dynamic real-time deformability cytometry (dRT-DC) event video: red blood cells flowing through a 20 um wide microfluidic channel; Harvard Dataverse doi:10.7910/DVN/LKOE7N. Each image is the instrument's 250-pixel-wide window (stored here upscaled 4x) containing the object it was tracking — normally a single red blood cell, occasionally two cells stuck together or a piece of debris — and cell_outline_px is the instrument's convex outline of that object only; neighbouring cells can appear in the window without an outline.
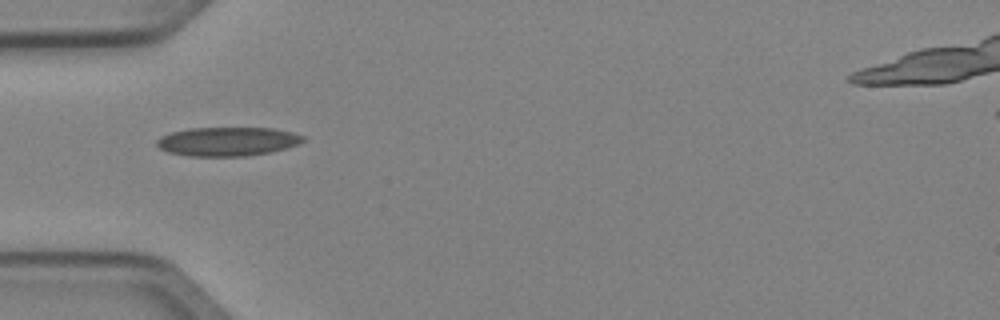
{"species": "Egyptian fruit bat (a non-hibernating species)", "species_latin": "Rousettus aegyptiacus", "temperature_condition": "cold", "stored_images_in_passage": 2, "camera_frame_rate_fps": 3000, "um_per_image_px": 0.085, "animal": {"sex": "female"}, "frame": {"image": 1, "passage_image": 1, "time_ms": 0.0, "image_size_px": [1000, 320], "cell_outline_px": [[304, 140], [300, 144], [268, 152], [244, 156], [188, 156], [168, 152], [160, 148], [156, 144], [156, 140], [160, 136], [172, 132], [188, 128], [272, 128], [292, 132], [304, 136]], "centroid_in_image_um": [19.31, 12.02], "position_along_channel_um": 65.7, "area_um2": 24.57}}
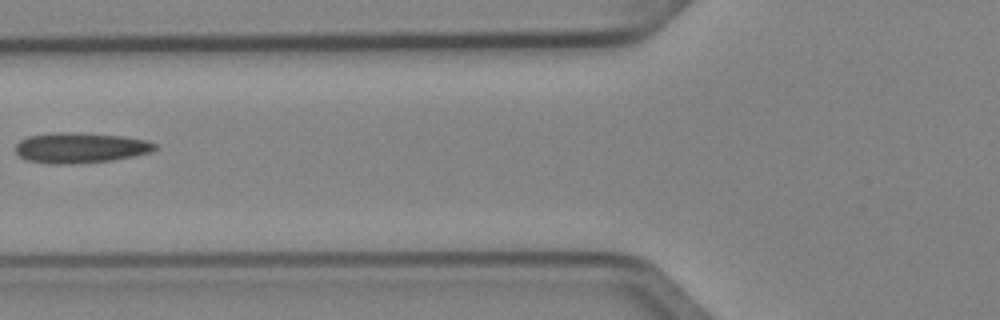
{"frame": {"image": 2, "passage_image": 2, "time_ms": 0.333, "image_size_px": [1000, 320], "cell_outline_px": [[156, 148], [152, 152], [112, 160], [60, 164], [56, 164], [28, 160], [20, 156], [16, 152], [16, 144], [20, 140], [28, 136], [52, 132], [72, 132], [124, 136], [148, 140], [156, 144]], "centroid_in_image_um": [6.84, 12.54], "position_along_channel_um": 119.0, "area_um2": 24.51}}